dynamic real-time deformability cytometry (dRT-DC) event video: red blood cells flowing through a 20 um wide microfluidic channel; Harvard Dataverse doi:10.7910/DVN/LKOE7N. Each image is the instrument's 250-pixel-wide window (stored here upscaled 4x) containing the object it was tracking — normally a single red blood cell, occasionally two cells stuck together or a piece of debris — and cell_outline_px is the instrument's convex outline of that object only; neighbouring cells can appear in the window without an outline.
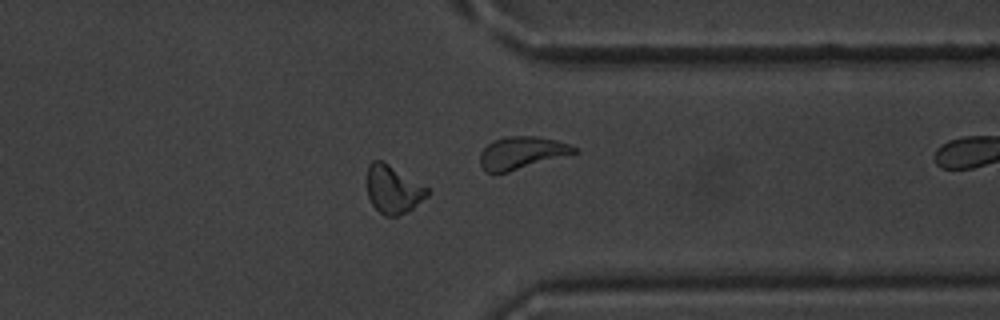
{"species": "common noctule bat (a hibernating species)", "species_latin": "Nyctalus noctula", "temperature_condition": "warm", "stored_images_in_passage": 45, "segment_of_instrument_passage": [1, 2], "camera_frame_rate_fps": 3000, "um_per_image_px": 0.085, "animal": {"sex": "male", "body_mass_g": 20.1, "forearm_length_mm": 53.5}, "frame": {"image": 1, "passage_image": 33, "time_ms": 10.667, "image_size_px": [1000, 320], "cell_outline_px": [[432, 192], [428, 196], [412, 208], [396, 216], [384, 216], [372, 204], [368, 196], [368, 164], [372, 160], [380, 160], [388, 164], [428, 188]], "centroid_in_image_um": [33.42, 16.1], "position_along_channel_um": 378.0, "area_um2": 16.53}}
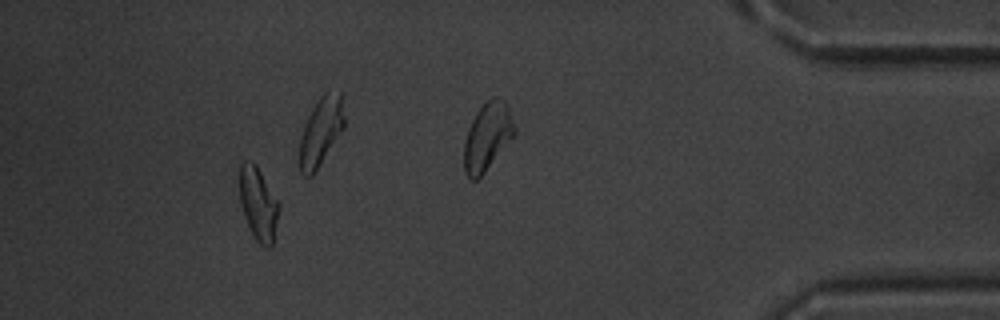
{"frame": {"image": 2, "passage_image": 40, "time_ms": 13.0, "image_size_px": [1000, 320], "cell_outline_px": [[280, 208], [272, 244], [268, 248], [264, 248], [256, 240], [244, 216], [240, 200], [240, 164], [244, 160], [252, 160], [256, 164], [280, 204]], "centroid_in_image_um": [21.96, 17.3], "position_along_channel_um": 413.2, "area_um2": 16.7}}